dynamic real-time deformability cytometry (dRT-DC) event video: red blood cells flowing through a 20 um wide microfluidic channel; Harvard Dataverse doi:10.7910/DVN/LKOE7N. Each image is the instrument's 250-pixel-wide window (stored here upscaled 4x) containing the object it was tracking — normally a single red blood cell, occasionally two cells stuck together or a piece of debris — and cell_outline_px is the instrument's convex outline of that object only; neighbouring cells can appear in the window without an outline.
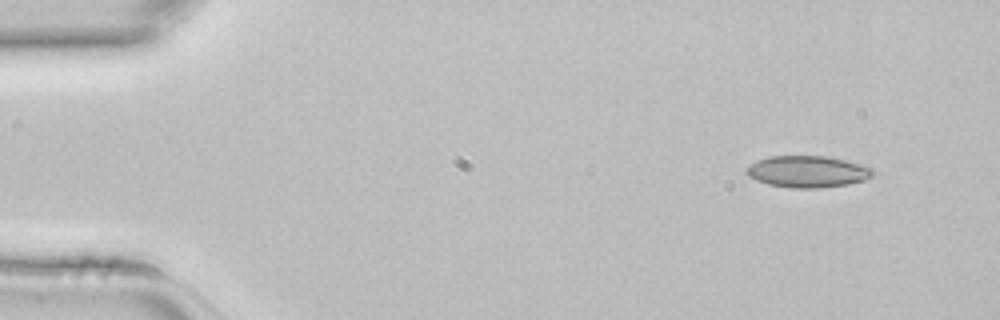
{"species": "common noctule bat (a hibernating species)", "species_latin": "Nyctalus noctula", "temperature_condition": "room temperature", "stored_images_in_passage": 26, "camera_frame_rate_fps": 3000, "um_per_image_px": 0.085, "animal": {"sex": "female", "body_mass_g": 22.7, "forearm_length_mm": 54.2}, "frame": {"image": 1, "passage_image": 1, "time_ms": 0.0, "image_size_px": [1000, 320], "cell_outline_px": [[876, 172], [872, 176], [864, 180], [848, 184], [820, 188], [792, 188], [768, 184], [756, 180], [748, 176], [744, 172], [744, 168], [756, 160], [768, 156], [828, 156], [864, 164], [872, 168]], "centroid_in_image_um": [68.64, 14.58], "position_along_channel_um": 16.4, "area_um2": 23.7}}
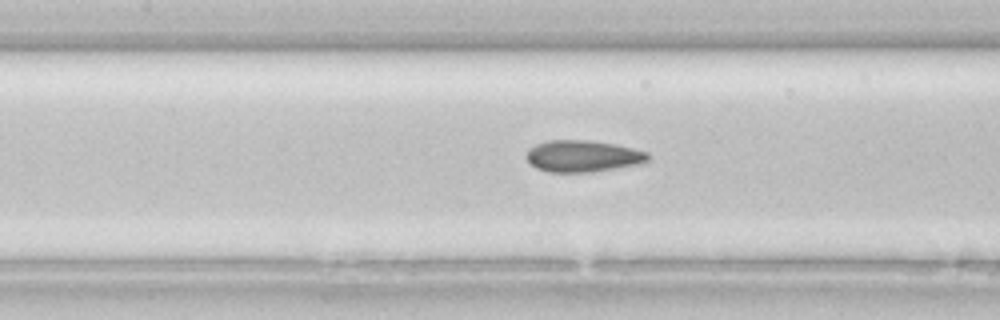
{"frame": {"image": 2, "passage_image": 17, "time_ms": 5.333, "image_size_px": [1000, 320], "cell_outline_px": [[648, 160], [636, 164], [592, 172], [548, 172], [536, 168], [528, 160], [528, 152], [536, 144], [548, 140], [588, 140], [616, 144], [648, 152]], "centroid_in_image_um": [49.54, 13.26], "position_along_channel_um": 157.9, "area_um2": 22.08}}
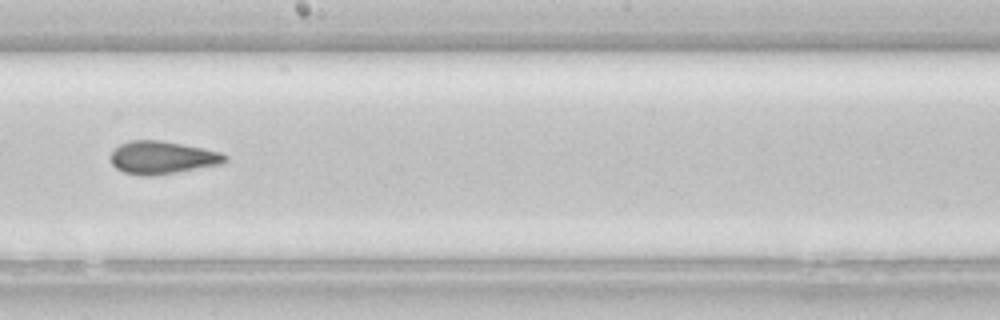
{"frame": {"image": 3, "passage_image": 22, "time_ms": 7.0, "image_size_px": [1000, 320], "cell_outline_px": [[228, 160], [224, 164], [152, 176], [140, 176], [124, 172], [116, 168], [112, 164], [108, 156], [120, 144], [132, 140], [160, 140], [204, 148], [220, 152], [228, 156]], "centroid_in_image_um": [13.8, 13.4], "position_along_channel_um": 234.4, "area_um2": 22.08}}